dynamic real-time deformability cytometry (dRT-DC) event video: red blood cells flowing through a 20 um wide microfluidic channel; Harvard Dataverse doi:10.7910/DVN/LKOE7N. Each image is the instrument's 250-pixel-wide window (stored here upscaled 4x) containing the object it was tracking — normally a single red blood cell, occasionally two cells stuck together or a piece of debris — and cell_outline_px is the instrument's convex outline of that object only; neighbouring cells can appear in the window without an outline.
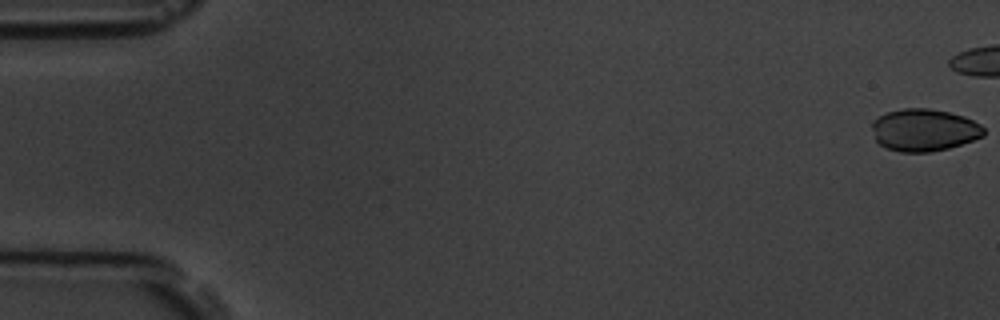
{"species": "common noctule bat (a hibernating species)", "species_latin": "Nyctalus noctula", "temperature_condition": "room temperature", "stored_images_in_passage": 7, "camera_frame_rate_fps": 3000, "um_per_image_px": 0.085, "animal": {"sex": "male", "body_mass_g": 19.5, "forearm_length_mm": 54.6}, "frame": {"image": 1, "passage_image": 1, "time_ms": 0.0, "image_size_px": [1000, 320], "cell_outline_px": [[984, 136], [948, 148], [932, 152], [900, 152], [884, 148], [876, 140], [872, 128], [872, 120], [888, 112], [904, 108], [928, 108], [948, 112], [964, 116], [980, 124], [984, 128]], "centroid_in_image_um": [78.53, 11.06], "position_along_channel_um": 6.5, "area_um2": 27.51}}
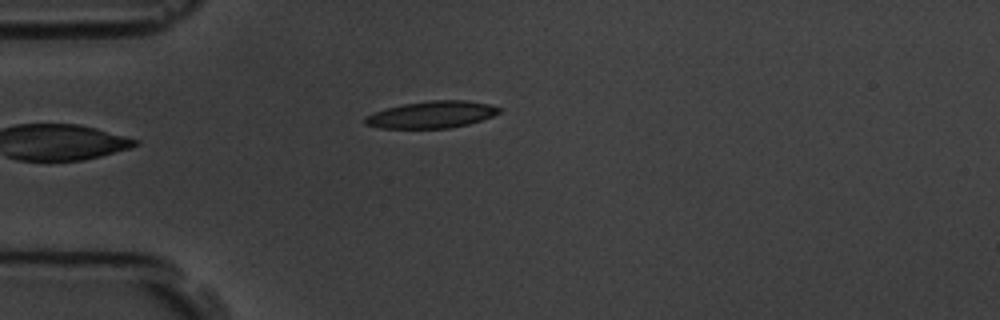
{"frame": {"image": 2, "passage_image": 6, "time_ms": 6.0, "image_size_px": [1000, 320], "cell_outline_px": [[500, 112], [492, 116], [468, 124], [448, 128], [380, 128], [364, 124], [364, 116], [372, 112], [404, 104], [432, 100], [464, 100], [488, 104], [500, 108]], "centroid_in_image_um": [36.64, 9.74], "position_along_channel_um": 48.4, "area_um2": 20.87}}